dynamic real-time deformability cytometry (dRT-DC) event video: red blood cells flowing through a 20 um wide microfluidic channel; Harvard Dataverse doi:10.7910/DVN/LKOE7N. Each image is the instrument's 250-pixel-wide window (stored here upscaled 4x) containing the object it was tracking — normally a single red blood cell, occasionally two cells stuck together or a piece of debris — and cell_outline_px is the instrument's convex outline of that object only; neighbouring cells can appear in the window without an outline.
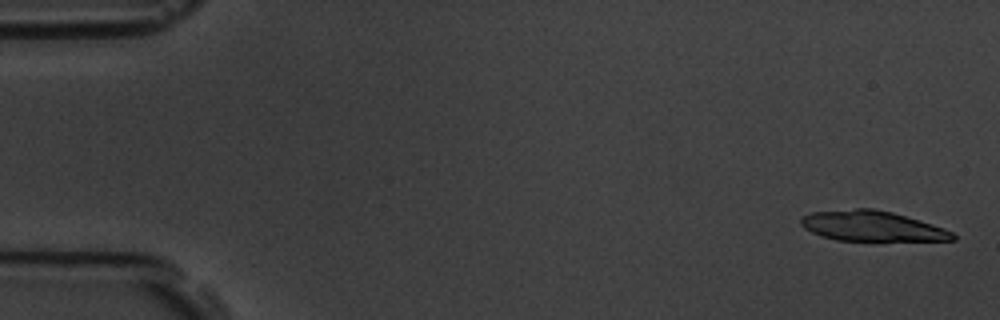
{"species": "common noctule bat (a hibernating species)", "species_latin": "Nyctalus noctula", "temperature_condition": "room temperature", "stored_images_in_passage": 6, "camera_frame_rate_fps": 3000, "um_per_image_px": 0.085, "animal": {"sex": "male", "body_mass_g": 19.5, "forearm_length_mm": 54.6}, "frame": {"image": 1, "passage_image": 1, "time_ms": 0.0, "image_size_px": [1000, 320], "cell_outline_px": [[956, 240], [836, 240], [820, 236], [804, 228], [800, 224], [800, 216], [812, 212], [856, 208], [872, 208], [892, 212], [932, 224], [944, 228], [952, 232], [956, 236]], "centroid_in_image_um": [74.07, 19.21], "position_along_channel_um": 10.9, "area_um2": 26.59}}